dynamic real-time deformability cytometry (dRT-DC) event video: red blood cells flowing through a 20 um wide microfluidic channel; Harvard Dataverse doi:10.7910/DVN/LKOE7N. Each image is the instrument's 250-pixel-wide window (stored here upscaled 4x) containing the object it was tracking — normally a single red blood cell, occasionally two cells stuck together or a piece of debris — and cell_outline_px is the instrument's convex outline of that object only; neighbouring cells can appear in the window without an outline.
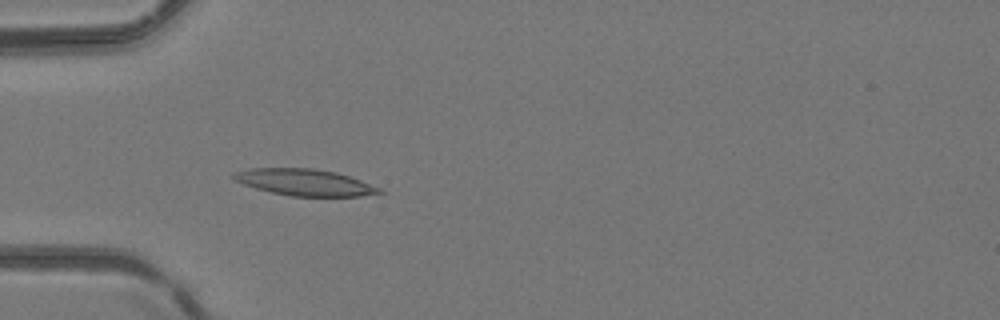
{"species": "common noctule bat (a hibernating species)", "species_latin": "Nyctalus noctula", "temperature_condition": "room temperature", "stored_images_in_passage": 47, "camera_frame_rate_fps": 3000, "um_per_image_px": 0.085, "animal": {"sex": "female", "body_mass_g": 24.6, "forearm_length_mm": 56.2}, "frame": {"image": 1, "passage_image": 15, "time_ms": 4.667, "image_size_px": [1000, 320], "cell_outline_px": [[384, 192], [360, 196], [292, 196], [272, 192], [256, 188], [244, 184], [236, 180], [232, 176], [232, 172], [252, 168], [312, 168], [336, 172], [360, 180], [380, 188]], "centroid_in_image_um": [25.89, 15.49], "position_along_channel_um": 59.1, "area_um2": 22.25}}
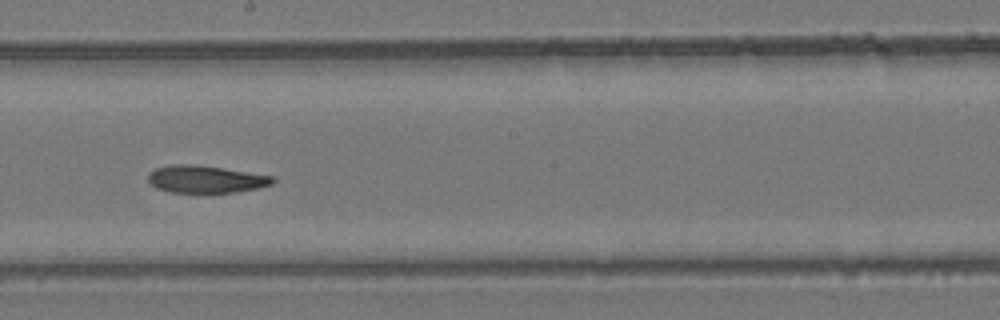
{"frame": {"image": 2, "passage_image": 27, "time_ms": 8.667, "image_size_px": [1000, 320], "cell_outline_px": [[276, 180], [272, 184], [260, 188], [236, 192], [168, 192], [156, 188], [148, 180], [148, 176], [156, 168], [172, 164], [196, 164], [276, 176]], "centroid_in_image_um": [17.54, 15.23], "position_along_channel_um": 230.7, "area_um2": 19.94}}
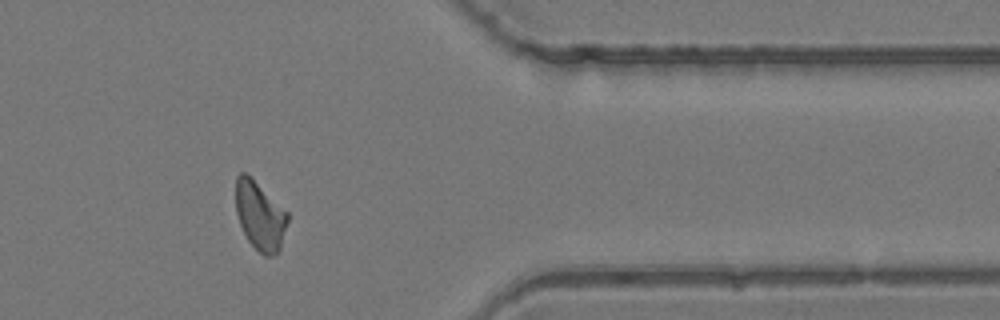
{"frame": {"image": 3, "passage_image": 39, "time_ms": 12.667, "image_size_px": [1000, 320], "cell_outline_px": [[288, 220], [280, 248], [272, 256], [264, 256], [248, 240], [240, 224], [236, 212], [236, 176], [240, 172], [244, 172], [288, 212]], "centroid_in_image_um": [22.09, 18.35], "position_along_channel_um": 389.3, "area_um2": 20.23}}